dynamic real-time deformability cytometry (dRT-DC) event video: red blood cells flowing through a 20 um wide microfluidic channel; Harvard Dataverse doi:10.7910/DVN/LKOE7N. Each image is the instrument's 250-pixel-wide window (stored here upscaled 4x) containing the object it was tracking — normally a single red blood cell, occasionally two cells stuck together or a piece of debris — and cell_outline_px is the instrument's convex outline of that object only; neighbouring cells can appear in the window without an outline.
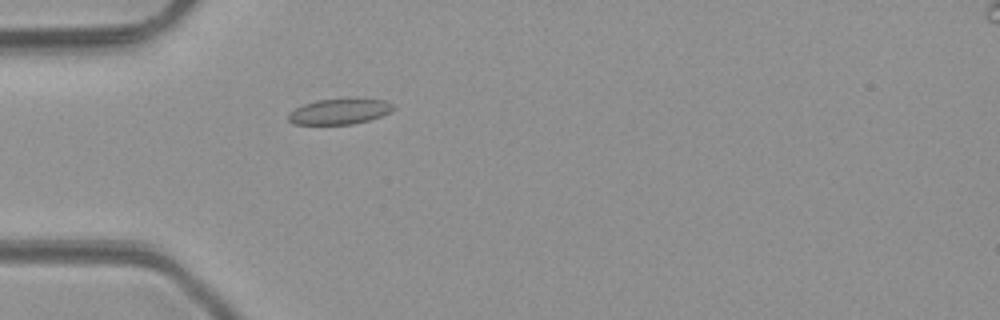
{"species": "common noctule bat (a hibernating species)", "species_latin": "Nyctalus noctula", "temperature_condition": "room temperature", "stored_images_in_passage": 1, "camera_frame_rate_fps": 3000, "um_per_image_px": 0.085, "animal": {"sex": "male", "body_mass_g": 23.1, "forearm_length_mm": 52.7}, "frame": {"image": 1, "passage_image": 1, "time_ms": 0.0, "image_size_px": [1000, 320], "cell_outline_px": [[396, 108], [380, 116], [368, 120], [352, 124], [292, 124], [288, 120], [288, 112], [304, 104], [316, 100], [344, 96], [356, 96], [384, 100], [392, 104]], "centroid_in_image_um": [28.86, 9.42], "position_along_channel_um": 56.1, "area_um2": 16.3}}